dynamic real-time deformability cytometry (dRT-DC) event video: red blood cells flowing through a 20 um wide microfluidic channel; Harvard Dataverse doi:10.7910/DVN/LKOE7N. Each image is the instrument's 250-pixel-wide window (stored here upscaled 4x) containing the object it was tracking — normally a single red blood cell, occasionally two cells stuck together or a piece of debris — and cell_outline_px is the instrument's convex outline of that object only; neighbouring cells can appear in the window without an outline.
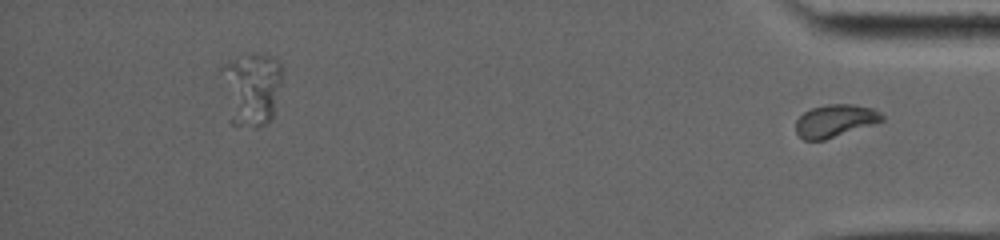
{"species": "common noctule bat (a hibernating species)", "species_latin": "Nyctalus noctula", "temperature_condition": "warm", "stored_images_in_passage": 31, "segment_of_instrument_passage": [2, 2], "camera_frame_rate_fps": 5000, "um_per_image_px": 0.085, "animal": {"sex": "female", "body_mass_g": 19.0, "forearm_length_mm": 53.3}, "frame": {"image": 1, "passage_image": 31, "time_ms": 14.0, "image_size_px": [1000, 240], "cell_outline_px": [[884, 120], [824, 140], [804, 140], [796, 132], [796, 120], [804, 112], [812, 108], [828, 104], [852, 104], [872, 108], [880, 112], [884, 116]], "centroid_in_image_um": [70.97, 10.26], "position_along_channel_um": 364.2, "area_um2": 16.13}}